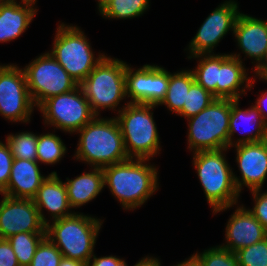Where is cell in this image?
I'll return each instance as SVG.
<instances>
[{"label":"cell","mask_w":267,"mask_h":266,"mask_svg":"<svg viewBox=\"0 0 267 266\" xmlns=\"http://www.w3.org/2000/svg\"><path fill=\"white\" fill-rule=\"evenodd\" d=\"M147 161L149 159L130 158L102 168L104 186L109 187L125 210L140 207L159 189V173Z\"/></svg>","instance_id":"6da1fadb"},{"label":"cell","mask_w":267,"mask_h":266,"mask_svg":"<svg viewBox=\"0 0 267 266\" xmlns=\"http://www.w3.org/2000/svg\"><path fill=\"white\" fill-rule=\"evenodd\" d=\"M77 133H80V138L74 157L90 167L104 168L130 159L115 117L106 119L96 116Z\"/></svg>","instance_id":"7a4b0ae2"},{"label":"cell","mask_w":267,"mask_h":266,"mask_svg":"<svg viewBox=\"0 0 267 266\" xmlns=\"http://www.w3.org/2000/svg\"><path fill=\"white\" fill-rule=\"evenodd\" d=\"M227 150L223 148L193 153V165L214 215L237 205L240 196L233 171L225 158L224 152Z\"/></svg>","instance_id":"3957f363"},{"label":"cell","mask_w":267,"mask_h":266,"mask_svg":"<svg viewBox=\"0 0 267 266\" xmlns=\"http://www.w3.org/2000/svg\"><path fill=\"white\" fill-rule=\"evenodd\" d=\"M51 222L46 224V237L59 249L63 257L88 264L94 255L102 220L75 212L71 216Z\"/></svg>","instance_id":"277c9868"},{"label":"cell","mask_w":267,"mask_h":266,"mask_svg":"<svg viewBox=\"0 0 267 266\" xmlns=\"http://www.w3.org/2000/svg\"><path fill=\"white\" fill-rule=\"evenodd\" d=\"M156 106L143 103H126L115 117L129 158L149 159L159 154L160 140L153 118Z\"/></svg>","instance_id":"5b68a950"},{"label":"cell","mask_w":267,"mask_h":266,"mask_svg":"<svg viewBox=\"0 0 267 266\" xmlns=\"http://www.w3.org/2000/svg\"><path fill=\"white\" fill-rule=\"evenodd\" d=\"M125 72L126 62L105 55L79 84L96 116L103 109L115 111L127 97Z\"/></svg>","instance_id":"8992f818"},{"label":"cell","mask_w":267,"mask_h":266,"mask_svg":"<svg viewBox=\"0 0 267 266\" xmlns=\"http://www.w3.org/2000/svg\"><path fill=\"white\" fill-rule=\"evenodd\" d=\"M231 99H214L205 109L187 119L188 149L199 151L229 149Z\"/></svg>","instance_id":"52a82bcc"},{"label":"cell","mask_w":267,"mask_h":266,"mask_svg":"<svg viewBox=\"0 0 267 266\" xmlns=\"http://www.w3.org/2000/svg\"><path fill=\"white\" fill-rule=\"evenodd\" d=\"M87 36L77 26L58 24L50 54L80 84L105 54L95 57Z\"/></svg>","instance_id":"ba28073f"},{"label":"cell","mask_w":267,"mask_h":266,"mask_svg":"<svg viewBox=\"0 0 267 266\" xmlns=\"http://www.w3.org/2000/svg\"><path fill=\"white\" fill-rule=\"evenodd\" d=\"M30 96L38 108L45 100L75 89L79 84L46 52L23 68Z\"/></svg>","instance_id":"9c48e42d"},{"label":"cell","mask_w":267,"mask_h":266,"mask_svg":"<svg viewBox=\"0 0 267 266\" xmlns=\"http://www.w3.org/2000/svg\"><path fill=\"white\" fill-rule=\"evenodd\" d=\"M45 125L67 133H77L96 115L80 85L75 89L45 100L39 107Z\"/></svg>","instance_id":"30bf717a"},{"label":"cell","mask_w":267,"mask_h":266,"mask_svg":"<svg viewBox=\"0 0 267 266\" xmlns=\"http://www.w3.org/2000/svg\"><path fill=\"white\" fill-rule=\"evenodd\" d=\"M34 107L23 68L0 65V115L11 122L28 123Z\"/></svg>","instance_id":"8fae6325"},{"label":"cell","mask_w":267,"mask_h":266,"mask_svg":"<svg viewBox=\"0 0 267 266\" xmlns=\"http://www.w3.org/2000/svg\"><path fill=\"white\" fill-rule=\"evenodd\" d=\"M126 96L128 103H143L158 106L164 100L169 72L161 66L145 64L134 69L126 64Z\"/></svg>","instance_id":"7c38bea8"},{"label":"cell","mask_w":267,"mask_h":266,"mask_svg":"<svg viewBox=\"0 0 267 266\" xmlns=\"http://www.w3.org/2000/svg\"><path fill=\"white\" fill-rule=\"evenodd\" d=\"M235 0L224 1L215 8L199 27L196 35L188 44L189 56L214 54L213 49L229 31H234L239 16Z\"/></svg>","instance_id":"4fadbf2b"},{"label":"cell","mask_w":267,"mask_h":266,"mask_svg":"<svg viewBox=\"0 0 267 266\" xmlns=\"http://www.w3.org/2000/svg\"><path fill=\"white\" fill-rule=\"evenodd\" d=\"M0 201V238L21 233H46V224L33 199L11 198L2 195Z\"/></svg>","instance_id":"5bb4252c"},{"label":"cell","mask_w":267,"mask_h":266,"mask_svg":"<svg viewBox=\"0 0 267 266\" xmlns=\"http://www.w3.org/2000/svg\"><path fill=\"white\" fill-rule=\"evenodd\" d=\"M236 162L241 174L233 172L235 186L239 193L243 186L250 191L261 189L267 177V139L260 142L235 145Z\"/></svg>","instance_id":"9a60e30c"},{"label":"cell","mask_w":267,"mask_h":266,"mask_svg":"<svg viewBox=\"0 0 267 266\" xmlns=\"http://www.w3.org/2000/svg\"><path fill=\"white\" fill-rule=\"evenodd\" d=\"M267 237V231L252 213L242 204L227 222L226 244L220 247L236 253L238 250L253 245Z\"/></svg>","instance_id":"2e32d148"},{"label":"cell","mask_w":267,"mask_h":266,"mask_svg":"<svg viewBox=\"0 0 267 266\" xmlns=\"http://www.w3.org/2000/svg\"><path fill=\"white\" fill-rule=\"evenodd\" d=\"M255 80L253 77H248L247 68L243 65L240 53L220 54L217 98L240 100L242 94H247L246 89L251 90Z\"/></svg>","instance_id":"e0dca14e"},{"label":"cell","mask_w":267,"mask_h":266,"mask_svg":"<svg viewBox=\"0 0 267 266\" xmlns=\"http://www.w3.org/2000/svg\"><path fill=\"white\" fill-rule=\"evenodd\" d=\"M233 35L239 49L245 56L254 59L257 67L267 49V21L239 13Z\"/></svg>","instance_id":"ac0fdd59"},{"label":"cell","mask_w":267,"mask_h":266,"mask_svg":"<svg viewBox=\"0 0 267 266\" xmlns=\"http://www.w3.org/2000/svg\"><path fill=\"white\" fill-rule=\"evenodd\" d=\"M42 221L47 224L49 220L45 218L43 210H47L52 221L71 216L67 190L65 184L58 177L57 172H51L42 182L36 196L33 198Z\"/></svg>","instance_id":"d6986e66"},{"label":"cell","mask_w":267,"mask_h":266,"mask_svg":"<svg viewBox=\"0 0 267 266\" xmlns=\"http://www.w3.org/2000/svg\"><path fill=\"white\" fill-rule=\"evenodd\" d=\"M240 100H231V114L229 119V148L242 143L260 142L267 139V126L263 122L259 111L252 105L247 109H240ZM242 124H241V123ZM245 123L244 127L243 124ZM248 126V129L245 127ZM249 127H252L251 129ZM239 131L244 135L234 141V134ZM235 142V143H234Z\"/></svg>","instance_id":"ffe728a7"},{"label":"cell","mask_w":267,"mask_h":266,"mask_svg":"<svg viewBox=\"0 0 267 266\" xmlns=\"http://www.w3.org/2000/svg\"><path fill=\"white\" fill-rule=\"evenodd\" d=\"M37 161L14 159L7 188L1 193L11 198L33 199L42 182L43 176Z\"/></svg>","instance_id":"44dd1931"},{"label":"cell","mask_w":267,"mask_h":266,"mask_svg":"<svg viewBox=\"0 0 267 266\" xmlns=\"http://www.w3.org/2000/svg\"><path fill=\"white\" fill-rule=\"evenodd\" d=\"M22 3V4H21ZM38 10L34 4L5 0L0 3V43L18 39Z\"/></svg>","instance_id":"7402d4cb"},{"label":"cell","mask_w":267,"mask_h":266,"mask_svg":"<svg viewBox=\"0 0 267 266\" xmlns=\"http://www.w3.org/2000/svg\"><path fill=\"white\" fill-rule=\"evenodd\" d=\"M92 171L84 172L74 179L64 182L71 208H80L92 201L103 190L104 173L102 168H90Z\"/></svg>","instance_id":"603a6c76"},{"label":"cell","mask_w":267,"mask_h":266,"mask_svg":"<svg viewBox=\"0 0 267 266\" xmlns=\"http://www.w3.org/2000/svg\"><path fill=\"white\" fill-rule=\"evenodd\" d=\"M195 82L192 70L169 72V85L166 96L160 105H165L169 111L178 114L186 104L187 93Z\"/></svg>","instance_id":"cb8c5ba5"},{"label":"cell","mask_w":267,"mask_h":266,"mask_svg":"<svg viewBox=\"0 0 267 266\" xmlns=\"http://www.w3.org/2000/svg\"><path fill=\"white\" fill-rule=\"evenodd\" d=\"M197 58L198 64L192 70L195 81L205 90L217 98L218 69L220 68V54H200L188 57Z\"/></svg>","instance_id":"d4e9b609"},{"label":"cell","mask_w":267,"mask_h":266,"mask_svg":"<svg viewBox=\"0 0 267 266\" xmlns=\"http://www.w3.org/2000/svg\"><path fill=\"white\" fill-rule=\"evenodd\" d=\"M46 237V233L21 232L7 238L17 257L19 266H29L37 246Z\"/></svg>","instance_id":"484cf974"},{"label":"cell","mask_w":267,"mask_h":266,"mask_svg":"<svg viewBox=\"0 0 267 266\" xmlns=\"http://www.w3.org/2000/svg\"><path fill=\"white\" fill-rule=\"evenodd\" d=\"M150 0H110L100 12L105 19H132L143 15Z\"/></svg>","instance_id":"4316f807"},{"label":"cell","mask_w":267,"mask_h":266,"mask_svg":"<svg viewBox=\"0 0 267 266\" xmlns=\"http://www.w3.org/2000/svg\"><path fill=\"white\" fill-rule=\"evenodd\" d=\"M36 149V161L49 165L59 163L67 151L62 139L53 133L37 135Z\"/></svg>","instance_id":"83f0119b"},{"label":"cell","mask_w":267,"mask_h":266,"mask_svg":"<svg viewBox=\"0 0 267 266\" xmlns=\"http://www.w3.org/2000/svg\"><path fill=\"white\" fill-rule=\"evenodd\" d=\"M6 144L14 159L36 161L37 134L27 131L11 133L6 137Z\"/></svg>","instance_id":"f1b7e54d"},{"label":"cell","mask_w":267,"mask_h":266,"mask_svg":"<svg viewBox=\"0 0 267 266\" xmlns=\"http://www.w3.org/2000/svg\"><path fill=\"white\" fill-rule=\"evenodd\" d=\"M214 99L216 98L209 91L195 81L187 93L186 104L177 115L188 119L205 109Z\"/></svg>","instance_id":"f546056e"},{"label":"cell","mask_w":267,"mask_h":266,"mask_svg":"<svg viewBox=\"0 0 267 266\" xmlns=\"http://www.w3.org/2000/svg\"><path fill=\"white\" fill-rule=\"evenodd\" d=\"M193 256L201 266H239L236 254L222 247L215 246Z\"/></svg>","instance_id":"4dcf8cb0"},{"label":"cell","mask_w":267,"mask_h":266,"mask_svg":"<svg viewBox=\"0 0 267 266\" xmlns=\"http://www.w3.org/2000/svg\"><path fill=\"white\" fill-rule=\"evenodd\" d=\"M235 254L239 266H267V237Z\"/></svg>","instance_id":"1f68e13d"},{"label":"cell","mask_w":267,"mask_h":266,"mask_svg":"<svg viewBox=\"0 0 267 266\" xmlns=\"http://www.w3.org/2000/svg\"><path fill=\"white\" fill-rule=\"evenodd\" d=\"M62 258L59 249L45 237L37 246L29 266H59Z\"/></svg>","instance_id":"d6a6232c"},{"label":"cell","mask_w":267,"mask_h":266,"mask_svg":"<svg viewBox=\"0 0 267 266\" xmlns=\"http://www.w3.org/2000/svg\"><path fill=\"white\" fill-rule=\"evenodd\" d=\"M13 161L8 145L0 141V194L7 188Z\"/></svg>","instance_id":"836d02e7"},{"label":"cell","mask_w":267,"mask_h":266,"mask_svg":"<svg viewBox=\"0 0 267 266\" xmlns=\"http://www.w3.org/2000/svg\"><path fill=\"white\" fill-rule=\"evenodd\" d=\"M261 189L252 190L254 206L248 209L267 231V191L261 193Z\"/></svg>","instance_id":"e575fe53"},{"label":"cell","mask_w":267,"mask_h":266,"mask_svg":"<svg viewBox=\"0 0 267 266\" xmlns=\"http://www.w3.org/2000/svg\"><path fill=\"white\" fill-rule=\"evenodd\" d=\"M0 266H19L10 242L2 238H0Z\"/></svg>","instance_id":"d590c367"},{"label":"cell","mask_w":267,"mask_h":266,"mask_svg":"<svg viewBox=\"0 0 267 266\" xmlns=\"http://www.w3.org/2000/svg\"><path fill=\"white\" fill-rule=\"evenodd\" d=\"M264 105H267V90L265 92H262L260 97L255 101V105H253L260 113L262 116L263 122L267 126V113L265 111Z\"/></svg>","instance_id":"8d00e7d4"},{"label":"cell","mask_w":267,"mask_h":266,"mask_svg":"<svg viewBox=\"0 0 267 266\" xmlns=\"http://www.w3.org/2000/svg\"><path fill=\"white\" fill-rule=\"evenodd\" d=\"M253 72L255 73L254 77L256 78H261V79H266L267 80V49L266 53L264 55V58L262 59L261 63L253 68Z\"/></svg>","instance_id":"74e56055"},{"label":"cell","mask_w":267,"mask_h":266,"mask_svg":"<svg viewBox=\"0 0 267 266\" xmlns=\"http://www.w3.org/2000/svg\"><path fill=\"white\" fill-rule=\"evenodd\" d=\"M87 266H110V256H103L98 258L95 255H93L89 259Z\"/></svg>","instance_id":"f35d334b"},{"label":"cell","mask_w":267,"mask_h":266,"mask_svg":"<svg viewBox=\"0 0 267 266\" xmlns=\"http://www.w3.org/2000/svg\"><path fill=\"white\" fill-rule=\"evenodd\" d=\"M134 266H161V262L155 257L146 256L140 259Z\"/></svg>","instance_id":"ab89813d"},{"label":"cell","mask_w":267,"mask_h":266,"mask_svg":"<svg viewBox=\"0 0 267 266\" xmlns=\"http://www.w3.org/2000/svg\"><path fill=\"white\" fill-rule=\"evenodd\" d=\"M59 266H87V264L78 260L63 257Z\"/></svg>","instance_id":"60d3db41"},{"label":"cell","mask_w":267,"mask_h":266,"mask_svg":"<svg viewBox=\"0 0 267 266\" xmlns=\"http://www.w3.org/2000/svg\"><path fill=\"white\" fill-rule=\"evenodd\" d=\"M173 266H201V265L199 261L193 255H191L190 258H188L187 260L182 261L178 263L177 265H173Z\"/></svg>","instance_id":"b9f144b4"},{"label":"cell","mask_w":267,"mask_h":266,"mask_svg":"<svg viewBox=\"0 0 267 266\" xmlns=\"http://www.w3.org/2000/svg\"><path fill=\"white\" fill-rule=\"evenodd\" d=\"M110 266H128V264L123 258L110 255Z\"/></svg>","instance_id":"7bdbcfd3"},{"label":"cell","mask_w":267,"mask_h":266,"mask_svg":"<svg viewBox=\"0 0 267 266\" xmlns=\"http://www.w3.org/2000/svg\"><path fill=\"white\" fill-rule=\"evenodd\" d=\"M99 13L104 9V7L110 2V0H97Z\"/></svg>","instance_id":"ee69618b"},{"label":"cell","mask_w":267,"mask_h":266,"mask_svg":"<svg viewBox=\"0 0 267 266\" xmlns=\"http://www.w3.org/2000/svg\"><path fill=\"white\" fill-rule=\"evenodd\" d=\"M10 1H16V0H10ZM36 1L37 0H21V2H24V3H31V4H36Z\"/></svg>","instance_id":"f6af8a7d"}]
</instances>
